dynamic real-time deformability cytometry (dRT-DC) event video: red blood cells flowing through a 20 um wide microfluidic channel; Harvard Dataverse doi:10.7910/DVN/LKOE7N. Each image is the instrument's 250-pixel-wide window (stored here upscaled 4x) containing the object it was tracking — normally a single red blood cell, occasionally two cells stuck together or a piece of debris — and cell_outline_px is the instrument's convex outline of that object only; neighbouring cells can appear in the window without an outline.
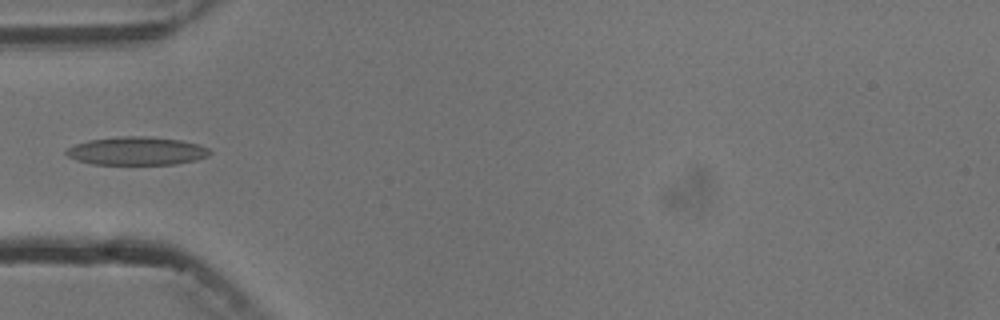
{"species": "common noctule bat (a hibernating species)", "species_latin": "Nyctalus noctula", "temperature_condition": "cold", "stored_images_in_passage": 2, "camera_frame_rate_fps": 3000, "um_per_image_px": 0.085, "animal": {"sex": "male", "body_mass_g": 13.3}, "frame": {"image": 1, "passage_image": 2, "time_ms": 1.0, "image_size_px": [1000, 320], "cell_outline_px": [[212, 152], [208, 156], [196, 160], [176, 164], [92, 164], [76, 160], [68, 156], [64, 152], [68, 148], [76, 144], [88, 140], [120, 136], [144, 136], [180, 140], [200, 144], [208, 148]], "centroid_in_image_um": [11.64, 12.83], "position_along_channel_um": 73.4, "area_um2": 23.64}}